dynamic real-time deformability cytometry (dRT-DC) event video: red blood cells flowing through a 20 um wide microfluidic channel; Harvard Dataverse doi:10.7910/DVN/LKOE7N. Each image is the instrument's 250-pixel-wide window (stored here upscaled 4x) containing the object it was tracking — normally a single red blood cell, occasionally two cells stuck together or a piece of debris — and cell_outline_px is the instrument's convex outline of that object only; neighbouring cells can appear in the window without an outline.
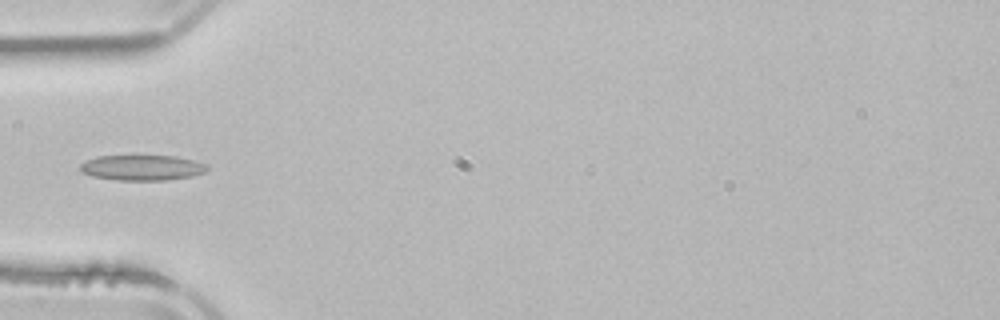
{"species": "common noctule bat (a hibernating species)", "species_latin": "Nyctalus noctula", "temperature_condition": "room temperature", "stored_images_in_passage": 4, "camera_frame_rate_fps": 3000, "um_per_image_px": 0.085, "animal": {"sex": "male", "body_mass_g": 21.5, "forearm_length_mm": 52.0}, "frame": {"image": 1, "passage_image": 4, "time_ms": 4.0, "image_size_px": [1000, 320], "cell_outline_px": [[208, 168], [204, 172], [192, 176], [168, 180], [116, 180], [92, 176], [80, 172], [80, 164], [96, 156], [176, 156], [208, 164]], "centroid_in_image_um": [12.07, 14.25], "position_along_channel_um": 72.9, "area_um2": 18.79}}